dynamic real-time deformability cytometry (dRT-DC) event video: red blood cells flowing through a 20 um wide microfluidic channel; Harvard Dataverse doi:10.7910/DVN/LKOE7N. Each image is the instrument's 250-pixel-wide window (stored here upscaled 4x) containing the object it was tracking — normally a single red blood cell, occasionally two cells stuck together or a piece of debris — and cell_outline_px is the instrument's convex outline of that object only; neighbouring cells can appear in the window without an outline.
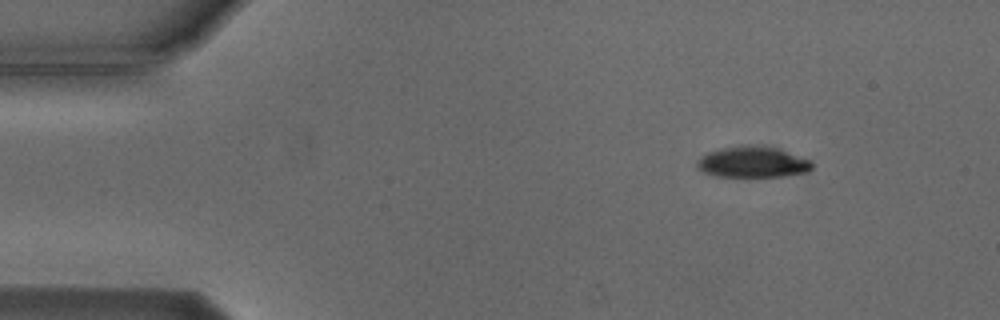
{"species": "Egyptian fruit bat (a non-hibernating species)", "species_latin": "Rousettus aegyptiacus", "temperature_condition": "cold", "stored_images_in_passage": 4, "camera_frame_rate_fps": 3000, "um_per_image_px": 0.085, "animal": {"sex": "male"}, "frame": {"image": 1, "passage_image": 1, "time_ms": 0.0, "image_size_px": [1000, 320], "cell_outline_px": [[812, 168], [808, 172], [780, 176], [716, 176], [704, 172], [696, 168], [696, 160], [700, 156], [708, 152], [724, 148], [780, 148], [812, 160]], "centroid_in_image_um": [63.99, 13.81], "position_along_channel_um": 21.0, "area_um2": 20.11}}
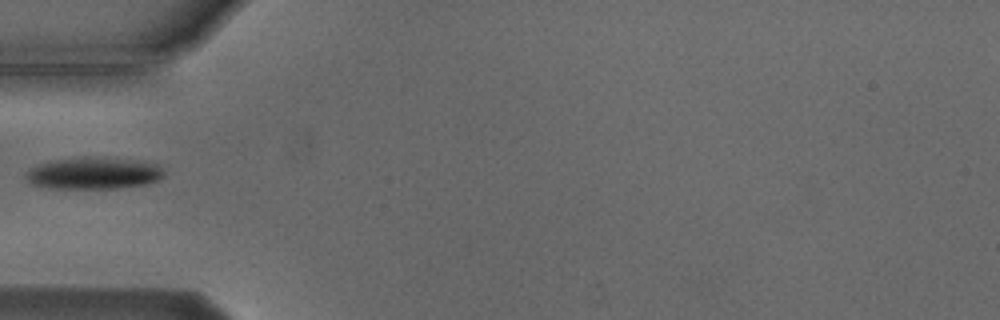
{"frame": {"image": 2, "passage_image": 4, "time_ms": 3.667, "image_size_px": [1000, 320], "cell_outline_px": [[164, 176], [148, 184], [116, 188], [48, 188], [32, 184], [24, 176], [32, 168], [40, 164], [52, 160], [84, 156], [88, 156], [144, 160], [156, 164], [164, 172]], "centroid_in_image_um": [7.99, 14.71], "position_along_channel_um": 77.0, "area_um2": 25.78}}